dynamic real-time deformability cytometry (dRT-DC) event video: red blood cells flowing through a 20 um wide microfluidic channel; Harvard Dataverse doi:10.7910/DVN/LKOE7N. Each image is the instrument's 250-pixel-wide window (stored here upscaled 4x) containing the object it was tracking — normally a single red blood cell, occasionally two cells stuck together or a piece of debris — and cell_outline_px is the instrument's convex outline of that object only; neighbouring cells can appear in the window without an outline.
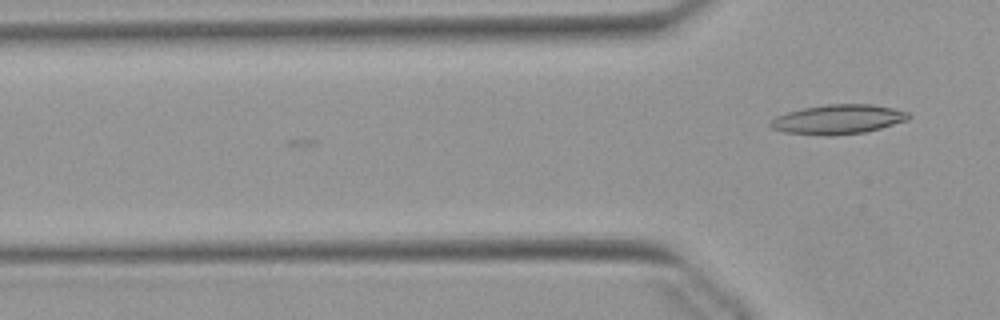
{"species": "Egyptian fruit bat (a non-hibernating species)", "species_latin": "Rousettus aegyptiacus", "temperature_condition": "warm", "stored_images_in_passage": 13, "camera_frame_rate_fps": 3000, "um_per_image_px": 0.085, "animal": {"sex": "female"}, "frame": {"image": 1, "passage_image": 13, "time_ms": 4.0, "image_size_px": [1000, 320], "cell_outline_px": [[912, 116], [908, 120], [880, 128], [864, 132], [828, 136], [824, 136], [784, 132], [772, 128], [768, 124], [776, 116], [788, 112], [804, 108], [824, 104], [872, 104], [892, 108], [908, 112]], "centroid_in_image_um": [71.24, 10.14], "position_along_channel_um": 54.6, "area_um2": 23.7}}